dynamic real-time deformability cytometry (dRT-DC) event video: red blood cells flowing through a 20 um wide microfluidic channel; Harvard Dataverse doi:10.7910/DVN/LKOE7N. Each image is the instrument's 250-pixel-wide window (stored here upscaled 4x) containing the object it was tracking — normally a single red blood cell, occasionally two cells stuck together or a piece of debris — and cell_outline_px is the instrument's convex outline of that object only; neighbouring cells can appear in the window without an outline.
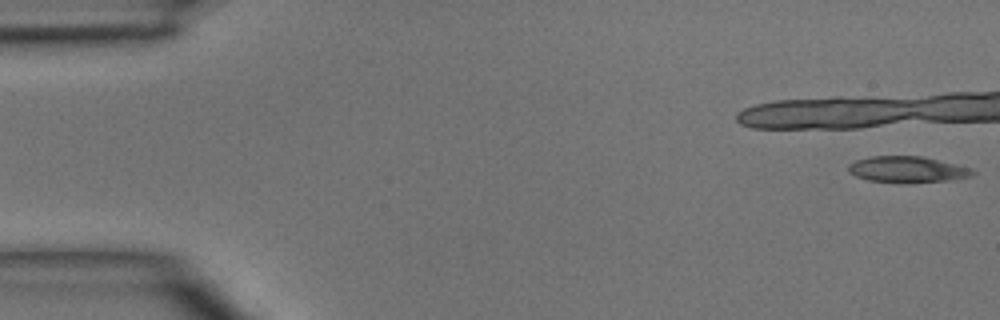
{"species": "common noctule bat (a hibernating species)", "species_latin": "Nyctalus noctula", "temperature_condition": "room temperature", "stored_images_in_passage": 13, "camera_frame_rate_fps": 3000, "um_per_image_px": 0.085, "animal": {"sex": "male", "body_mass_g": 15.6}, "frame": {"image": 1, "passage_image": 1, "time_ms": 0.0, "image_size_px": [1000, 320], "cell_outline_px": [[976, 172], [972, 176], [948, 180], [868, 180], [856, 176], [848, 172], [848, 164], [856, 160], [872, 156], [920, 156], [972, 168]], "centroid_in_image_um": [77.11, 14.35], "position_along_channel_um": 7.9, "area_um2": 17.92}}